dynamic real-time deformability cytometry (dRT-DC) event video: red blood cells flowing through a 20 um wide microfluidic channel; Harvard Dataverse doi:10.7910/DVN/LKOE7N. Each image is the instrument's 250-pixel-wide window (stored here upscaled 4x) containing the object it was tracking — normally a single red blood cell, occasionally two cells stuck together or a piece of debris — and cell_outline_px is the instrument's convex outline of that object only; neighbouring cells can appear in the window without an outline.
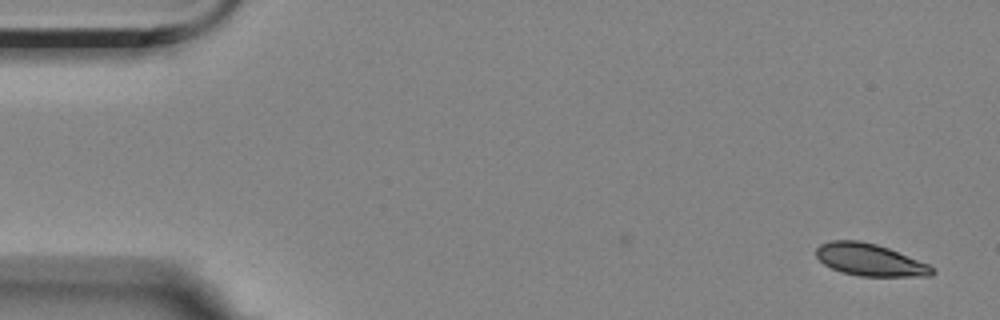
{"species": "Egyptian fruit bat (a non-hibernating species)", "species_latin": "Rousettus aegyptiacus", "temperature_condition": "room temperature", "stored_images_in_passage": 2, "camera_frame_rate_fps": 3000, "um_per_image_px": 0.085, "animal": {"sex": "female"}, "frame": {"image": 1, "passage_image": 2, "time_ms": 1.333, "image_size_px": [1000, 320], "cell_outline_px": [[936, 272], [932, 276], [860, 276], [840, 272], [824, 264], [816, 256], [816, 248], [820, 244], [832, 240], [860, 240], [876, 244], [888, 248], [928, 264], [936, 268]], "centroid_in_image_um": [73.95, 22.09], "position_along_channel_um": 11.1, "area_um2": 21.79}}